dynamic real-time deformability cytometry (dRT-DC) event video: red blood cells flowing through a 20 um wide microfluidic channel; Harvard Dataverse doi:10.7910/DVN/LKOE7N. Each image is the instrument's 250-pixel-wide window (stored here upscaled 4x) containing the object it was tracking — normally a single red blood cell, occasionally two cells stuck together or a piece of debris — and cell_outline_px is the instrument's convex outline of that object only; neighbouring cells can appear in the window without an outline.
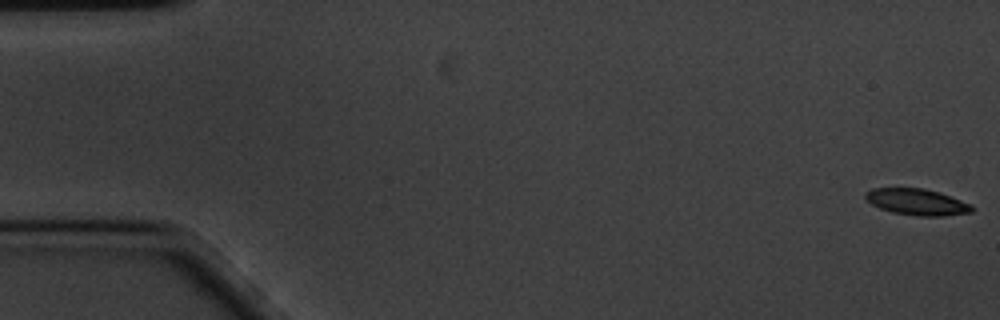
{"species": "common noctule bat (a hibernating species)", "species_latin": "Nyctalus noctula", "temperature_condition": "cold", "stored_images_in_passage": 59, "camera_frame_rate_fps": 3000, "um_per_image_px": 0.085, "animal": {"sex": "male", "body_mass_g": 20.1, "forearm_length_mm": 53.5}, "frame": {"image": 1, "passage_image": 1, "time_ms": 0.0, "image_size_px": [1000, 320], "cell_outline_px": [[976, 208], [972, 212], [944, 216], [920, 216], [892, 212], [880, 208], [872, 204], [864, 196], [864, 192], [872, 188], [924, 188], [940, 192], [972, 204]], "centroid_in_image_um": [77.98, 17.16], "position_along_channel_um": 7.0, "area_um2": 16.47}}
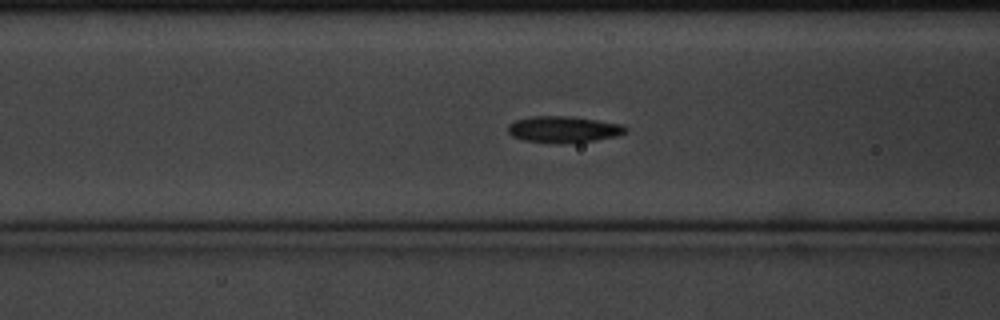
{"frame": {"image": 2, "passage_image": 23, "time_ms": 7.333, "image_size_px": [1000, 320], "cell_outline_px": [[628, 128], [624, 132], [616, 136], [596, 140], [524, 140], [512, 136], [508, 132], [508, 124], [516, 120], [532, 116], [568, 116], [596, 120], [620, 124]], "centroid_in_image_um": [47.88, 10.94], "position_along_channel_um": 118.7, "area_um2": 16.94}}
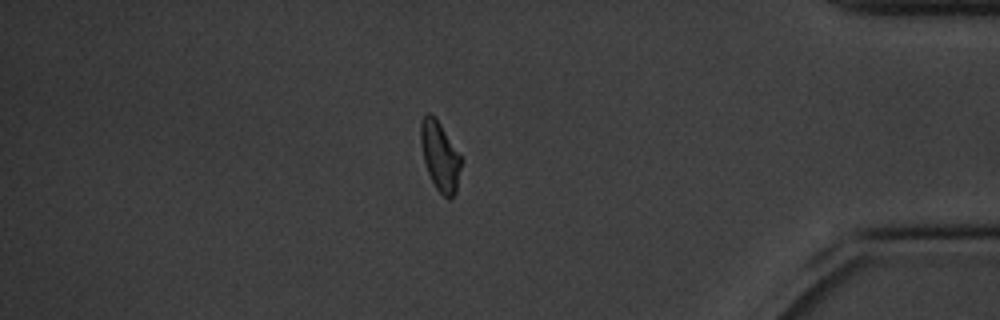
{"frame": {"image": 3, "passage_image": 51, "time_ms": 16.667, "image_size_px": [1000, 320], "cell_outline_px": [[460, 168], [456, 192], [448, 200], [436, 188], [428, 172], [424, 160], [420, 144], [420, 124], [424, 112], [428, 112], [440, 124], [460, 156]], "centroid_in_image_um": [37.36, 13.27], "position_along_channel_um": 397.8, "area_um2": 15.84}, "authors_computed_cell_mechanics": {"area_um2": 16.9354, "velocity_mm_per_s": 3.3678, "shape_relaxation_time_tau1_ms": 2.7278, "shape_relaxation_time_tau2_ms": 5.967, "deformation_change_tau1": 0.0966, "deformation_change_tau2": 0.1021}}